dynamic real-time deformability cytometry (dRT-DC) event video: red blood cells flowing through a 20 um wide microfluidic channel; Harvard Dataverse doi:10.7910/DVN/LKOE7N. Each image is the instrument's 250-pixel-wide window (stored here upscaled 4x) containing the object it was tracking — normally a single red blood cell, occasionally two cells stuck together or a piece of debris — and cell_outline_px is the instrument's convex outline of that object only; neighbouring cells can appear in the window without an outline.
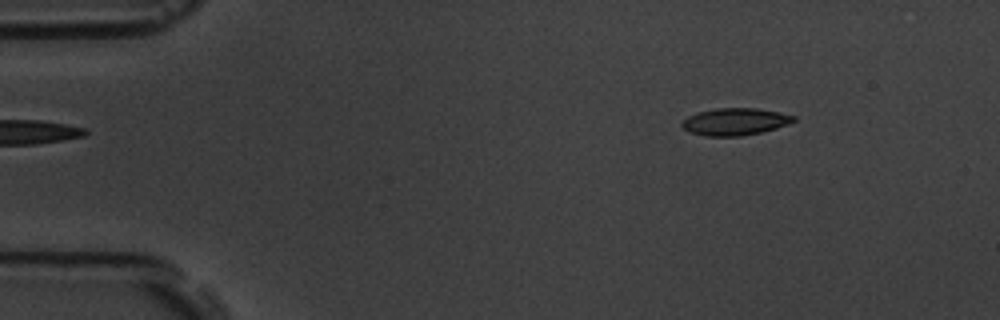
{"species": "common noctule bat (a hibernating species)", "species_latin": "Nyctalus noctula", "temperature_condition": "room temperature", "stored_images_in_passage": 5, "camera_frame_rate_fps": 3000, "um_per_image_px": 0.085, "animal": {"sex": "male", "body_mass_g": 19.5, "forearm_length_mm": 54.6}, "frame": {"image": 1, "passage_image": 1, "time_ms": 0.0, "image_size_px": [1000, 320], "cell_outline_px": [[796, 120], [788, 124], [776, 128], [760, 132], [740, 136], [704, 136], [692, 132], [684, 128], [680, 124], [688, 116], [700, 112], [716, 108], [756, 108], [796, 116]], "centroid_in_image_um": [62.48, 10.34], "position_along_channel_um": 22.5, "area_um2": 17.4}}
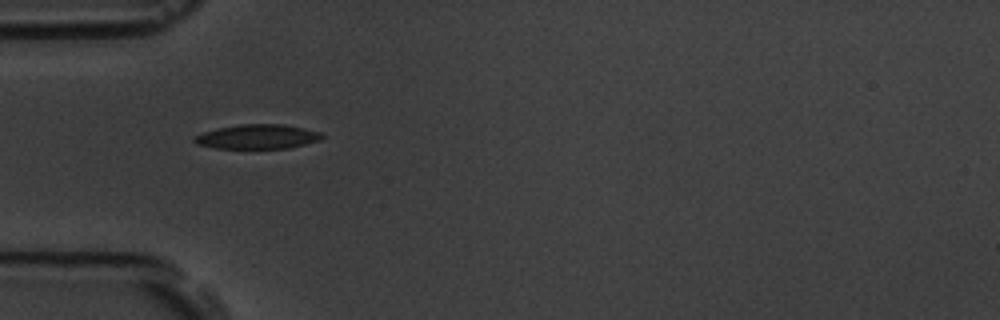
{"frame": {"image": 2, "passage_image": 4, "time_ms": 3.333, "image_size_px": [1000, 320], "cell_outline_px": [[324, 136], [320, 140], [288, 148], [216, 148], [196, 144], [192, 140], [196, 136], [204, 132], [220, 128], [240, 124], [284, 124], [324, 132]], "centroid_in_image_um": [21.94, 11.61], "position_along_channel_um": 63.1, "area_um2": 18.09}}
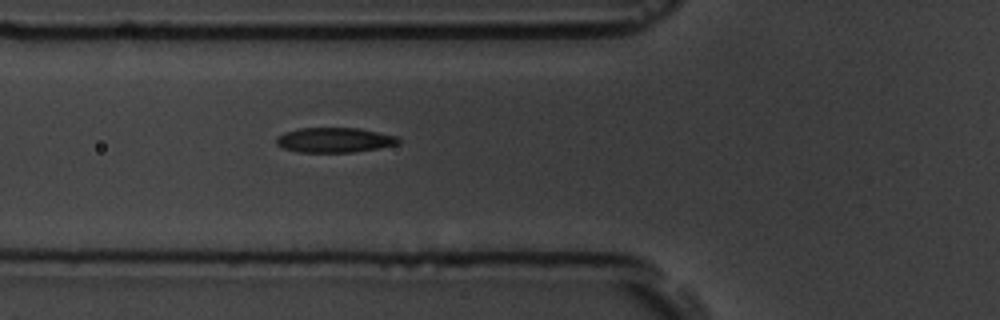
{"frame": {"image": 3, "passage_image": 5, "time_ms": 4.333, "image_size_px": [1000, 320], "cell_outline_px": [[400, 144], [352, 152], [300, 152], [284, 148], [276, 144], [276, 136], [284, 132], [300, 128], [360, 128], [400, 136]], "centroid_in_image_um": [28.46, 11.89], "position_along_channel_um": 97.3, "area_um2": 17.8}}